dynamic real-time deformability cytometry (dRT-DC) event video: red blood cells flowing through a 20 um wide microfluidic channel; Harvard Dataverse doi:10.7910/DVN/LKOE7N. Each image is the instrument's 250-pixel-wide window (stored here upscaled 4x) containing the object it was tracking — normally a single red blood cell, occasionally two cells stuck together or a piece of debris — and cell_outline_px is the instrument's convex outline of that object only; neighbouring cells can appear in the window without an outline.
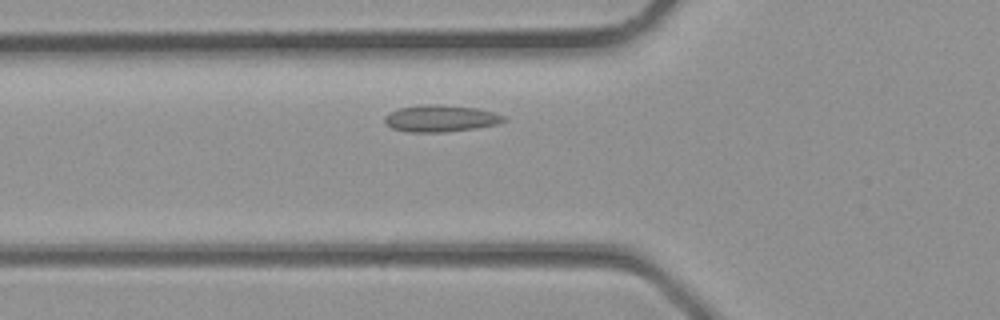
{"species": "common noctule bat (a hibernating species)", "species_latin": "Nyctalus noctula", "temperature_condition": "room temperature", "stored_images_in_passage": 6, "camera_frame_rate_fps": 3000, "um_per_image_px": 0.085, "animal": {"sex": "male", "body_mass_g": 23.1, "forearm_length_mm": 52.7}, "frame": {"image": 1, "passage_image": 6, "time_ms": 1.667, "image_size_px": [1000, 320], "cell_outline_px": [[508, 120], [500, 124], [476, 128], [444, 132], [408, 132], [392, 128], [384, 120], [384, 116], [388, 112], [400, 108], [420, 104], [444, 104], [476, 108], [508, 116]], "centroid_in_image_um": [37.5, 10.06], "position_along_channel_um": 88.3, "area_um2": 18.9}}